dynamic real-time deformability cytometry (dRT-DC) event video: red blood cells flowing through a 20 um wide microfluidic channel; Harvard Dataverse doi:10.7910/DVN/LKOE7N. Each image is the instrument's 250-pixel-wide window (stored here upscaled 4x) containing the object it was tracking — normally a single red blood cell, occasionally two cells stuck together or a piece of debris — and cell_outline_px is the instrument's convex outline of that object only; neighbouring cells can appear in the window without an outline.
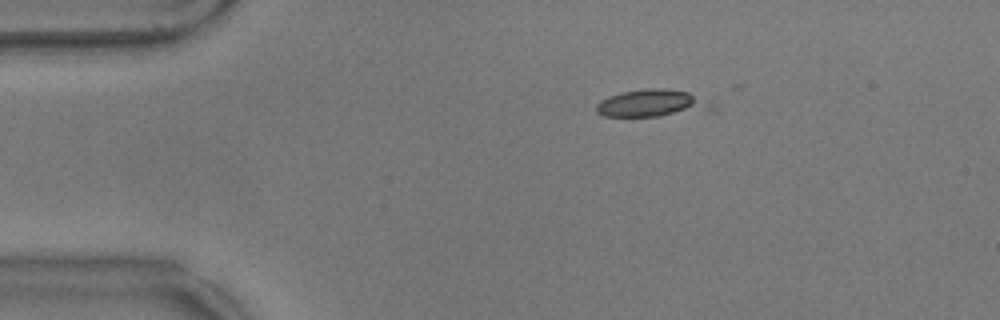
{"species": "common noctule bat (a hibernating species)", "species_latin": "Nyctalus noctula", "temperature_condition": "warm", "stored_images_in_passage": 14, "camera_frame_rate_fps": 3000, "um_per_image_px": 0.085, "animal": {"sex": "male", "body_mass_g": 17.9}, "frame": {"image": 1, "passage_image": 11, "time_ms": 3.333, "image_size_px": [1000, 320], "cell_outline_px": [[692, 104], [684, 108], [660, 116], [604, 116], [596, 112], [596, 104], [600, 100], [608, 96], [620, 92], [648, 88], [660, 88], [688, 92], [692, 96]], "centroid_in_image_um": [54.74, 8.73], "position_along_channel_um": 30.3, "area_um2": 15.55}}